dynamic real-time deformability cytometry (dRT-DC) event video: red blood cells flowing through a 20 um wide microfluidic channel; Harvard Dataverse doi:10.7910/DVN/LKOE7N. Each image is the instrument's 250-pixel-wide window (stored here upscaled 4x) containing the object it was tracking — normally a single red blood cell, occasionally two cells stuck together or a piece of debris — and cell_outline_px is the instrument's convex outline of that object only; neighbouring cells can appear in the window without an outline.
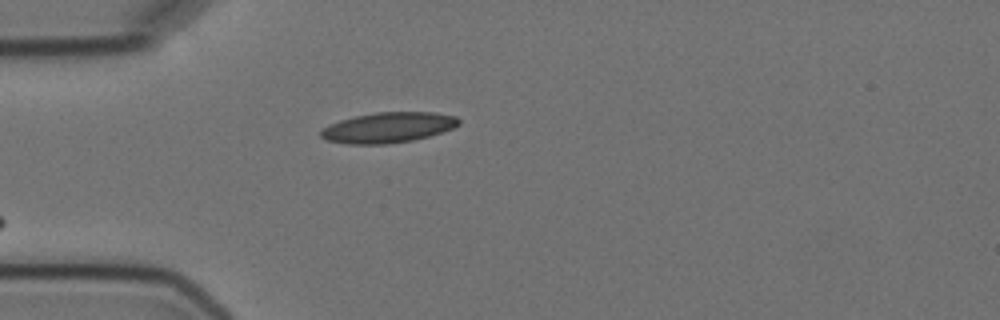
{"species": "Egyptian fruit bat (a non-hibernating species)", "species_latin": "Rousettus aegyptiacus", "temperature_condition": "cold", "stored_images_in_passage": 2, "camera_frame_rate_fps": 3000, "um_per_image_px": 0.085, "animal": {"sex": "female"}, "frame": {"image": 1, "passage_image": 2, "time_ms": 1.333, "image_size_px": [1000, 320], "cell_outline_px": [[460, 124], [452, 128], [428, 136], [412, 140], [388, 144], [348, 144], [328, 140], [320, 136], [320, 132], [328, 124], [340, 120], [356, 116], [376, 112], [436, 112], [456, 116], [460, 120]], "centroid_in_image_um": [33.0, 10.83], "position_along_channel_um": 52.0, "area_um2": 24.33}}